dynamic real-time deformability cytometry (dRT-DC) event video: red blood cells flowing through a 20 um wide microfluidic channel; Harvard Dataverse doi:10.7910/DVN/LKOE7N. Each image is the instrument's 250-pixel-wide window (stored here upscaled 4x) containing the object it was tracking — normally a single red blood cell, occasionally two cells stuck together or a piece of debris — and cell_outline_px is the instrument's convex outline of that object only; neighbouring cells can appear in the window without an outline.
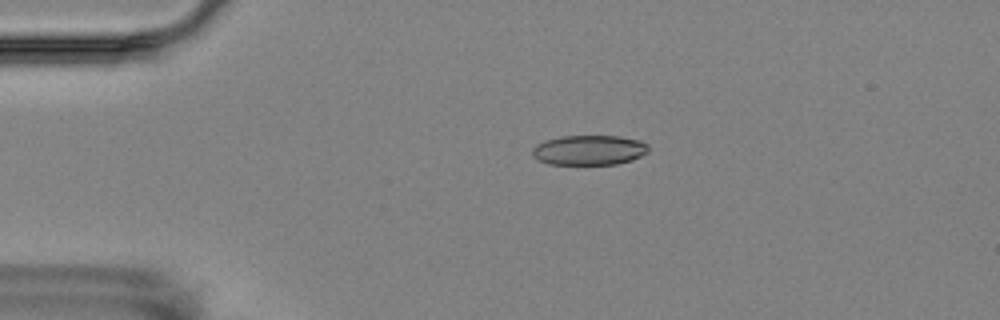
{"species": "Egyptian fruit bat (a non-hibernating species)", "species_latin": "Rousettus aegyptiacus", "temperature_condition": "room temperature", "stored_images_in_passage": 5, "camera_frame_rate_fps": 3000, "um_per_image_px": 0.085, "animal": {"sex": "female"}, "frame": {"image": 1, "passage_image": 5, "time_ms": 5.667, "image_size_px": [1000, 320], "cell_outline_px": [[648, 152], [632, 160], [616, 164], [548, 164], [536, 160], [532, 156], [532, 148], [536, 144], [544, 140], [560, 136], [620, 136], [640, 140], [648, 144]], "centroid_in_image_um": [50.04, 12.75], "position_along_channel_um": 35.0, "area_um2": 20.46}}